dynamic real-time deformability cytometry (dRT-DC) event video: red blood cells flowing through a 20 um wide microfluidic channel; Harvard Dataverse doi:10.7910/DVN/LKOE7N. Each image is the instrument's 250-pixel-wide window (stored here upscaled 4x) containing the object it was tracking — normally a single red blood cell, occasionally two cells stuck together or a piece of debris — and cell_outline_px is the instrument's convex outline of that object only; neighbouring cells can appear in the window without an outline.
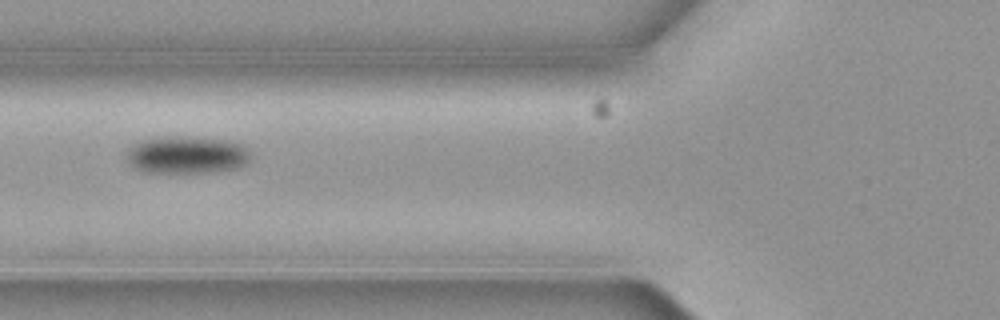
{"species": "common noctule bat (a hibernating species)", "species_latin": "Nyctalus noctula", "temperature_condition": "cold", "stored_images_in_passage": 8, "camera_frame_rate_fps": 3000, "um_per_image_px": 0.085, "animal": {"sex": "female", "body_mass_g": 19.3, "forearm_length_mm": 54.1}, "frame": {"image": 1, "passage_image": 6, "time_ms": 1.667, "image_size_px": [1000, 320], "cell_outline_px": [[248, 160], [244, 164], [236, 168], [208, 172], [144, 172], [136, 168], [124, 156], [124, 152], [136, 144], [152, 136], [168, 136], [216, 140], [240, 144], [248, 152]], "centroid_in_image_um": [15.77, 13.17], "position_along_channel_um": 110.0, "area_um2": 26.3}}
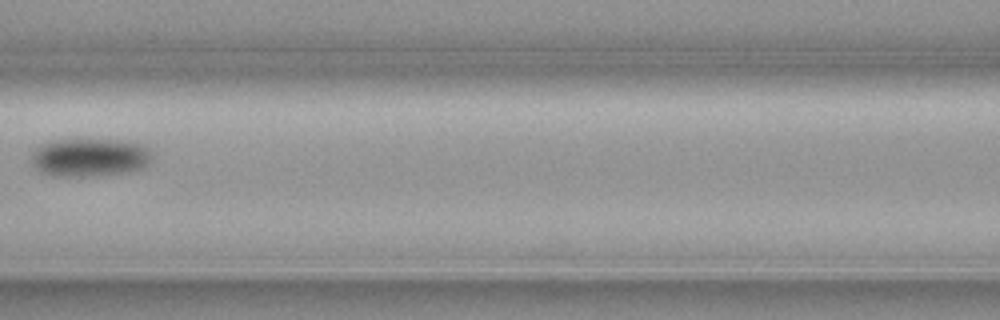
{"frame": {"image": 2, "passage_image": 7, "time_ms": 2.0, "image_size_px": [1000, 320], "cell_outline_px": [[152, 160], [144, 168], [128, 172], [92, 176], [56, 176], [44, 172], [36, 168], [32, 160], [32, 156], [36, 148], [40, 144], [52, 140], [76, 136], [124, 140], [144, 144], [152, 152]], "centroid_in_image_um": [7.68, 13.31], "position_along_channel_um": 158.9, "area_um2": 28.03}}